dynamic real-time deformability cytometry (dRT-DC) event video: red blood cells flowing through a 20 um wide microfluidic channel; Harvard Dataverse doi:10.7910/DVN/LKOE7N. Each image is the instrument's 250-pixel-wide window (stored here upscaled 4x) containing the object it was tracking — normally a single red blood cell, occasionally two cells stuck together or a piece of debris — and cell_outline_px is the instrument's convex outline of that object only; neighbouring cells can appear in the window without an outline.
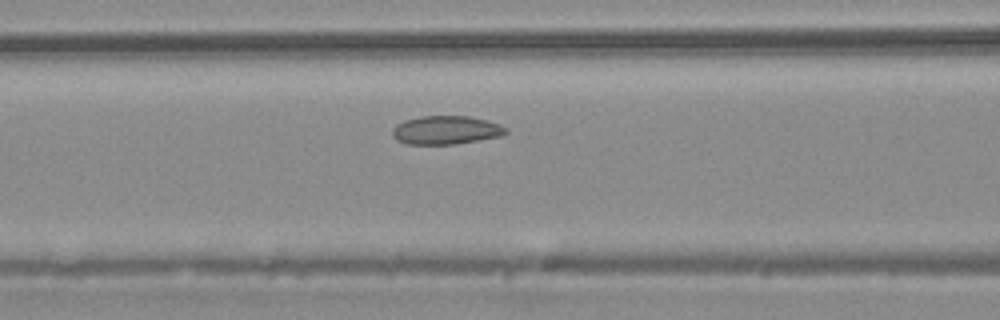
{"species": "common noctule bat (a hibernating species)", "species_latin": "Nyctalus noctula", "temperature_condition": "warm", "stored_images_in_passage": 4, "camera_frame_rate_fps": 3000, "um_per_image_px": 0.085, "animal": {"sex": "male", "body_mass_g": 20.4}, "frame": {"image": 1, "passage_image": 4, "time_ms": 1.0, "image_size_px": [1000, 320], "cell_outline_px": [[508, 132], [500, 136], [456, 144], [408, 144], [396, 140], [392, 136], [392, 128], [396, 124], [404, 120], [420, 116], [468, 116], [488, 120], [500, 124], [508, 128]], "centroid_in_image_um": [37.9, 11.05], "position_along_channel_um": 128.7, "area_um2": 19.02}}